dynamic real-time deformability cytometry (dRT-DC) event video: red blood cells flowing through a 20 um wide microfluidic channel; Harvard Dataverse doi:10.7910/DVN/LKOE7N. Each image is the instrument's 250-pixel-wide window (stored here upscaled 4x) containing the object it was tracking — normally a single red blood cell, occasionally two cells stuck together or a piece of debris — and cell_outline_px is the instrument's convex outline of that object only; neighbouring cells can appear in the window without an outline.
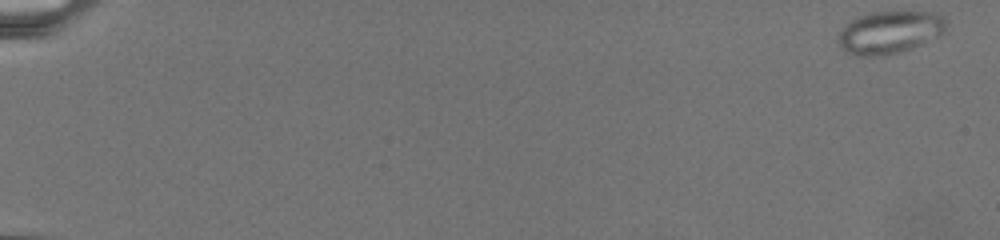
{"species": "common noctule bat (a hibernating species)", "species_latin": "Nyctalus noctula", "temperature_condition": "warm", "stored_images_in_passage": 19, "camera_frame_rate_fps": 3000, "um_per_image_px": 0.085, "animal": {"sex": "female", "body_mass_g": 19.5, "forearm_length_mm": 54.1}, "frame": {"image": 1, "passage_image": 1, "time_ms": 0.0, "image_size_px": [1000, 240], "cell_outline_px": [[948, 24], [940, 36], [912, 48], [900, 52], [884, 56], [856, 56], [844, 52], [840, 48], [836, 40], [840, 32], [852, 20], [860, 16], [872, 12], [936, 12], [944, 16]], "centroid_in_image_um": [75.63, 2.76], "position_along_channel_um": 9.4, "area_um2": 27.05}}
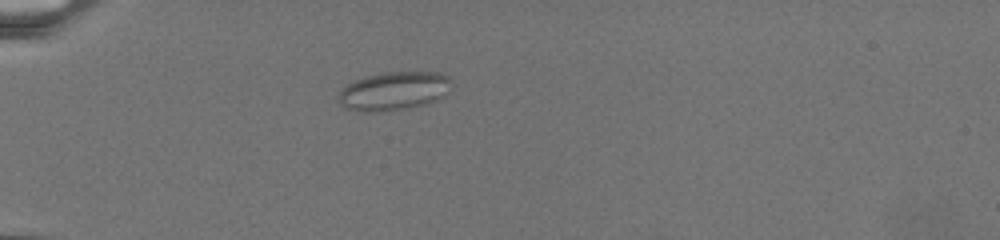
{"frame": {"image": 2, "passage_image": 15, "time_ms": 7.667, "image_size_px": [1000, 240], "cell_outline_px": [[452, 80], [448, 92], [444, 96], [428, 104], [408, 108], [376, 112], [364, 112], [344, 108], [340, 104], [336, 96], [348, 84], [356, 80], [368, 76], [384, 72], [436, 72], [448, 76]], "centroid_in_image_um": [33.49, 7.75], "position_along_channel_um": 51.5, "area_um2": 25.49}}
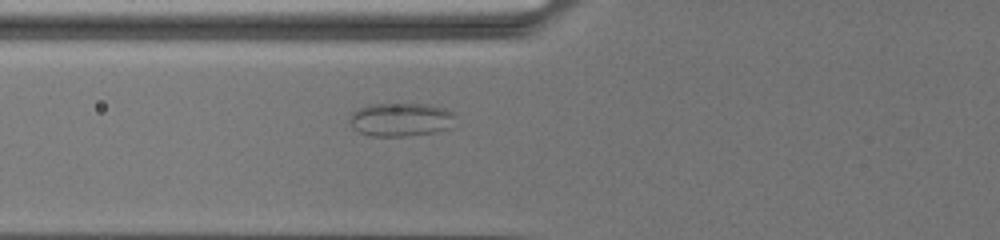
{"frame": {"image": 3, "passage_image": 19, "time_ms": 10.0, "image_size_px": [1000, 240], "cell_outline_px": [[456, 116], [448, 128], [432, 132], [408, 136], [368, 136], [352, 128], [348, 124], [348, 120], [352, 112], [368, 104], [428, 104], [444, 108], [452, 112]], "centroid_in_image_um": [34.0, 10.16], "position_along_channel_um": 91.8, "area_um2": 20.69}}